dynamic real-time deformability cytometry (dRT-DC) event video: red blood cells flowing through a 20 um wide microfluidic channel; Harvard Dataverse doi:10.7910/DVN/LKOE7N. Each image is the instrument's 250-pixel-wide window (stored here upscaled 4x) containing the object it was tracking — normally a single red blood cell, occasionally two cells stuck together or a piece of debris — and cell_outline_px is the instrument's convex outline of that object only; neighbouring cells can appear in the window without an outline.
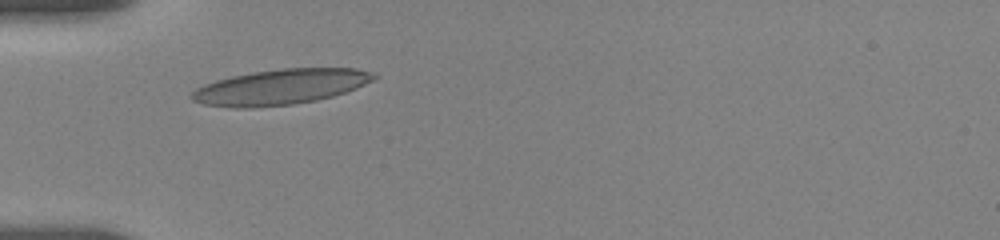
{"species": "human", "species_latin": "Homo sapiens", "temperature_condition": "room temperature", "stored_images_in_passage": 9, "camera_frame_rate_fps": 3000, "um_per_image_px": 0.085, "donor": {"sex": "female"}, "frame": {"image": 1, "passage_image": 1, "time_ms": 0.0, "image_size_px": [1000, 240], "cell_outline_px": [[380, 76], [356, 88], [332, 96], [316, 100], [292, 104], [252, 108], [232, 108], [204, 104], [192, 100], [188, 96], [196, 88], [204, 84], [216, 80], [232, 76], [252, 72], [280, 68], [356, 68], [376, 72]], "centroid_in_image_um": [23.83, 7.38], "position_along_channel_um": 61.2, "area_um2": 37.69}}
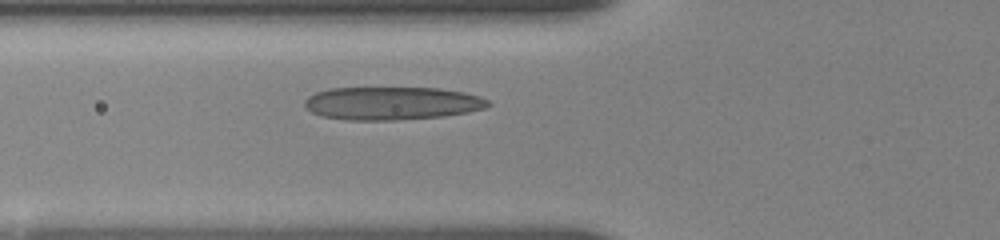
{"frame": {"image": 2, "passage_image": 6, "time_ms": 1.0, "image_size_px": [1000, 240], "cell_outline_px": [[492, 104], [484, 108], [468, 112], [444, 116], [396, 120], [348, 120], [320, 116], [304, 108], [304, 100], [308, 96], [316, 92], [328, 88], [440, 88], [464, 92], [480, 96], [488, 100]], "centroid_in_image_um": [33.29, 8.78], "position_along_channel_um": 92.5, "area_um2": 35.6}}